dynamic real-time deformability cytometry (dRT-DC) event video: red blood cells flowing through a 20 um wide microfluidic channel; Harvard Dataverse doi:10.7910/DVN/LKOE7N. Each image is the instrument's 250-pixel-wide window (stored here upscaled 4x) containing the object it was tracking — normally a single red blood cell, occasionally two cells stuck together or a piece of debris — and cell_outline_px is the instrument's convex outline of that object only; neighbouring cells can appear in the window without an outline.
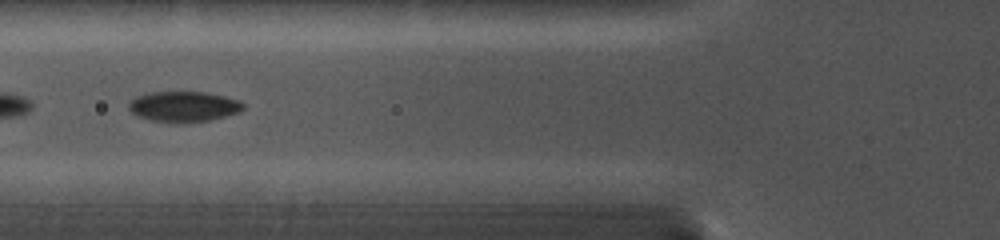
{"species": "common noctule bat (a hibernating species)", "species_latin": "Nyctalus noctula", "temperature_condition": "cold", "stored_images_in_passage": 25, "camera_frame_rate_fps": 5000, "um_per_image_px": 0.085, "animal": {"sex": "female", "body_mass_g": 19.0, "forearm_length_mm": 56.7}, "frame": {"image": 1, "passage_image": 4, "time_ms": 1.2, "image_size_px": [1000, 240], "cell_outline_px": [[244, 108], [240, 112], [208, 120], [180, 124], [176, 124], [152, 120], [136, 116], [128, 108], [128, 104], [136, 96], [148, 92], [204, 92], [224, 96], [240, 100], [244, 104]], "centroid_in_image_um": [15.6, 9.07], "position_along_channel_um": 110.2, "area_um2": 20.52}}
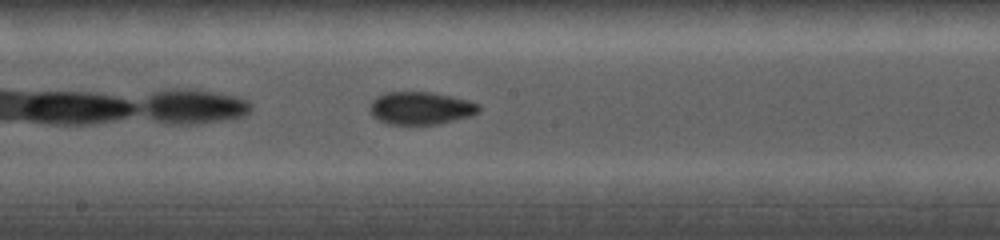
{"frame": {"image": 2, "passage_image": 10, "time_ms": 3.8, "image_size_px": [1000, 240], "cell_outline_px": [[480, 112], [472, 116], [436, 124], [388, 124], [372, 116], [368, 108], [372, 100], [376, 96], [388, 92], [432, 92], [452, 96], [468, 100], [480, 104]], "centroid_in_image_um": [35.77, 9.18], "position_along_channel_um": 212.4, "area_um2": 20.92}}
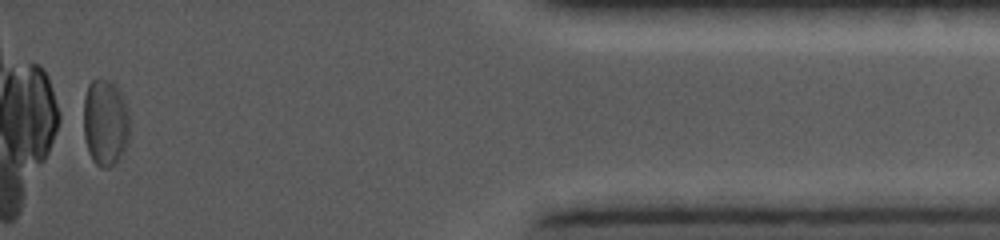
{"frame": {"image": 3, "passage_image": 25, "time_ms": 10.4, "image_size_px": [1000, 240], "cell_outline_px": [[128, 136], [124, 152], [108, 168], [100, 168], [92, 160], [88, 152], [84, 136], [84, 96], [88, 84], [92, 80], [108, 80], [124, 96], [128, 108]], "centroid_in_image_um": [8.93, 10.42], "position_along_channel_um": 426.3, "area_um2": 23.18}}